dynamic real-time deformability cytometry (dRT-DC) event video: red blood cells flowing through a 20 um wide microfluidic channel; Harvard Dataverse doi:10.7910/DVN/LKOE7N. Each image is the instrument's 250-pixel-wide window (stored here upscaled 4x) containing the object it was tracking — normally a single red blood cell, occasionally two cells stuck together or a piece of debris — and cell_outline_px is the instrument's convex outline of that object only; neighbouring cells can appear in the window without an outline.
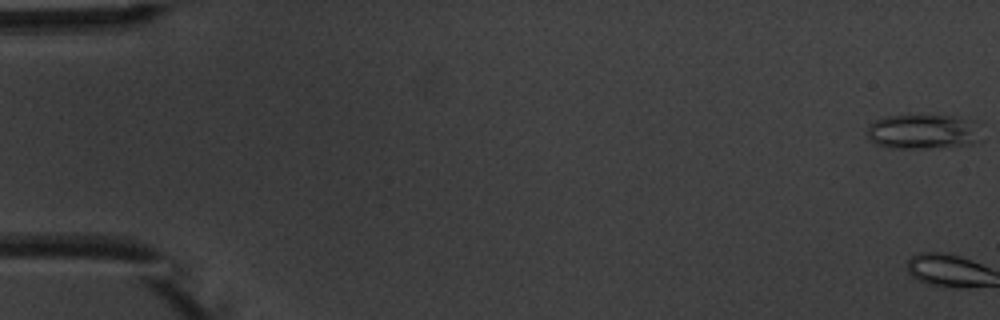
{"species": "common noctule bat (a hibernating species)", "species_latin": "Nyctalus noctula", "temperature_condition": "warm", "stored_images_in_passage": 7, "camera_frame_rate_fps": 3000, "um_per_image_px": 0.085, "animal": {"sex": "male", "body_mass_g": 20.1, "forearm_length_mm": 53.5}, "frame": {"image": 1, "passage_image": 1, "time_ms": 0.0, "image_size_px": [1000, 320], "cell_outline_px": [[976, 140], [972, 144], [924, 148], [888, 148], [876, 144], [868, 136], [868, 124], [884, 116], [908, 112], [956, 116], [972, 120]], "centroid_in_image_um": [78.31, 11.13], "position_along_channel_um": 6.7, "area_um2": 23.41}}